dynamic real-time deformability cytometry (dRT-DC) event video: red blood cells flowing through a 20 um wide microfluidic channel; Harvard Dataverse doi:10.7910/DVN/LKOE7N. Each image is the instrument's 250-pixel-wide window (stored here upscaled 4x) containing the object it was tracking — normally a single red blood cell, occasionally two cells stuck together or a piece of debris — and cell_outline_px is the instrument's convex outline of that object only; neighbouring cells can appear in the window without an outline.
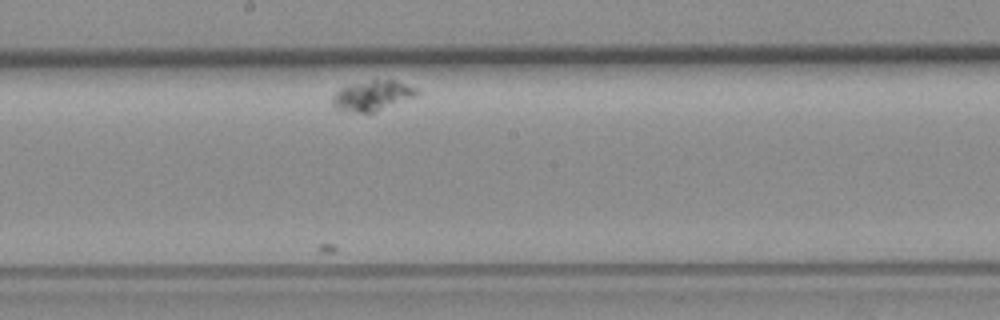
{"species": "common noctule bat (a hibernating species)", "species_latin": "Nyctalus noctula", "temperature_condition": "room temperature", "stored_images_in_passage": 34, "camera_frame_rate_fps": 3000, "um_per_image_px": 0.085, "animal": {"sex": "female", "body_mass_g": 19.3, "forearm_length_mm": 54.1}, "frame": {"image": 1, "passage_image": 21, "time_ms": 6.667, "image_size_px": [1000, 320], "cell_outline_px": [[420, 92], [416, 96], [376, 112], [356, 112], [336, 108], [332, 104], [332, 96], [340, 88], [352, 84], [372, 80], [396, 80], [416, 88]], "centroid_in_image_um": [31.68, 8.12], "position_along_channel_um": 216.5, "area_um2": 14.68}}
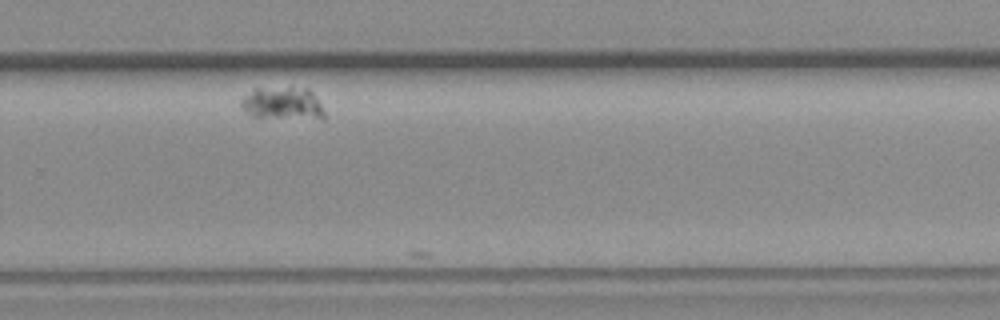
{"frame": {"image": 2, "passage_image": 30, "time_ms": 9.667, "image_size_px": [1000, 320], "cell_outline_px": [[328, 116], [324, 120], [252, 116], [244, 112], [240, 108], [240, 100], [244, 96], [256, 88], [308, 88], [316, 96]], "centroid_in_image_um": [24.07, 8.82], "position_along_channel_um": 305.7, "area_um2": 16.18}}
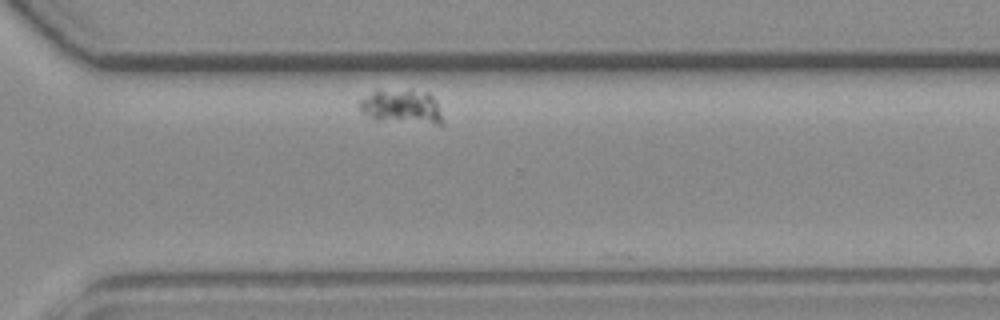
{"frame": {"image": 3, "passage_image": 33, "time_ms": 10.667, "image_size_px": [1000, 320], "cell_outline_px": [[444, 124], [436, 124], [376, 120], [360, 112], [356, 104], [360, 100], [376, 88], [428, 92], [436, 100], [444, 120]], "centroid_in_image_um": [34.1, 9.06], "position_along_channel_um": 336.5, "area_um2": 17.05}}